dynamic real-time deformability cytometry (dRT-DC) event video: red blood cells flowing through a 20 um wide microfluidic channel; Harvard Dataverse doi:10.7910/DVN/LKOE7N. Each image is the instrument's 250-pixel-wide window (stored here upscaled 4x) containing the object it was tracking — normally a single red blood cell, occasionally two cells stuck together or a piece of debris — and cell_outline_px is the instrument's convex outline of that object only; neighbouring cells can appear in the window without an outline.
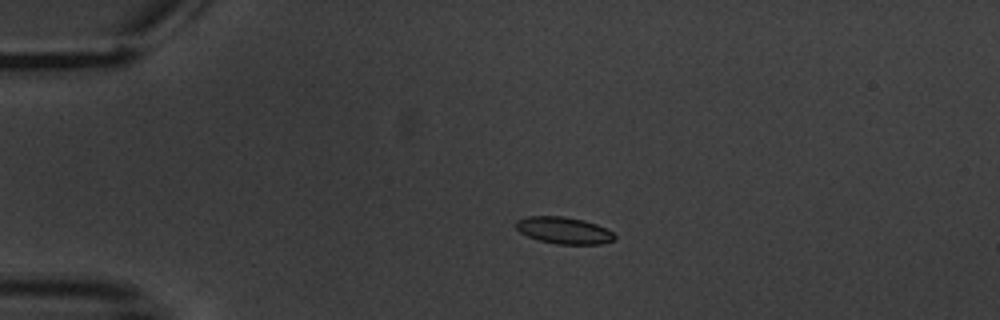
{"species": "common noctule bat (a hibernating species)", "species_latin": "Nyctalus noctula", "temperature_condition": "warm", "stored_images_in_passage": 9, "camera_frame_rate_fps": 3000, "um_per_image_px": 0.085, "animal": {"sex": "male", "body_mass_g": 20.1, "forearm_length_mm": 53.5}, "frame": {"image": 1, "passage_image": 2, "time_ms": 2.0, "image_size_px": [1000, 320], "cell_outline_px": [[616, 240], [600, 244], [556, 244], [540, 240], [528, 236], [520, 232], [516, 228], [516, 220], [528, 216], [564, 216], [584, 220], [596, 224], [612, 232], [616, 236]], "centroid_in_image_um": [47.93, 19.58], "position_along_channel_um": 37.1, "area_um2": 15.37}}
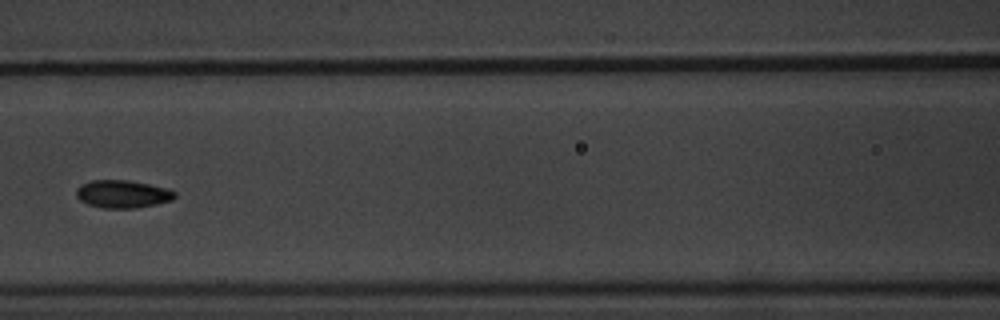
{"frame": {"image": 2, "passage_image": 6, "time_ms": 6.667, "image_size_px": [1000, 320], "cell_outline_px": [[176, 196], [172, 200], [156, 204], [136, 208], [100, 208], [88, 204], [80, 200], [76, 196], [76, 188], [80, 184], [88, 180], [128, 180], [168, 188], [176, 192]], "centroid_in_image_um": [10.4, 16.49], "position_along_channel_um": 156.2, "area_um2": 16.13}}
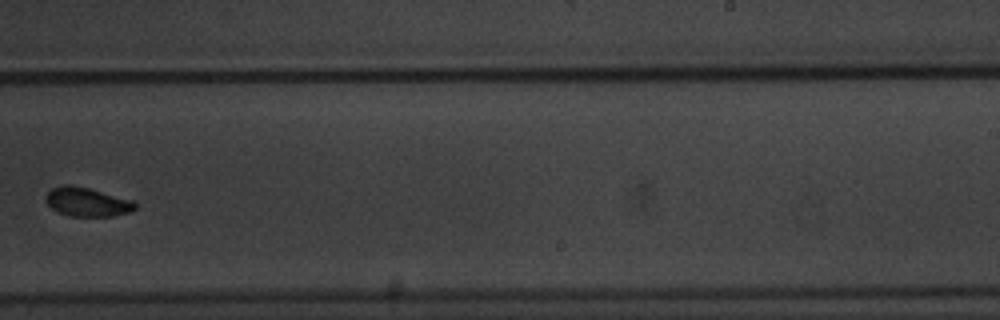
{"frame": {"image": 3, "passage_image": 9, "time_ms": 10.333, "image_size_px": [1000, 320], "cell_outline_px": [[136, 208], [128, 212], [112, 216], [68, 216], [56, 212], [44, 200], [44, 196], [52, 188], [60, 184], [72, 184], [88, 188], [132, 200], [136, 204]], "centroid_in_image_um": [7.33, 17.16], "position_along_channel_um": 281.7, "area_um2": 15.14}}